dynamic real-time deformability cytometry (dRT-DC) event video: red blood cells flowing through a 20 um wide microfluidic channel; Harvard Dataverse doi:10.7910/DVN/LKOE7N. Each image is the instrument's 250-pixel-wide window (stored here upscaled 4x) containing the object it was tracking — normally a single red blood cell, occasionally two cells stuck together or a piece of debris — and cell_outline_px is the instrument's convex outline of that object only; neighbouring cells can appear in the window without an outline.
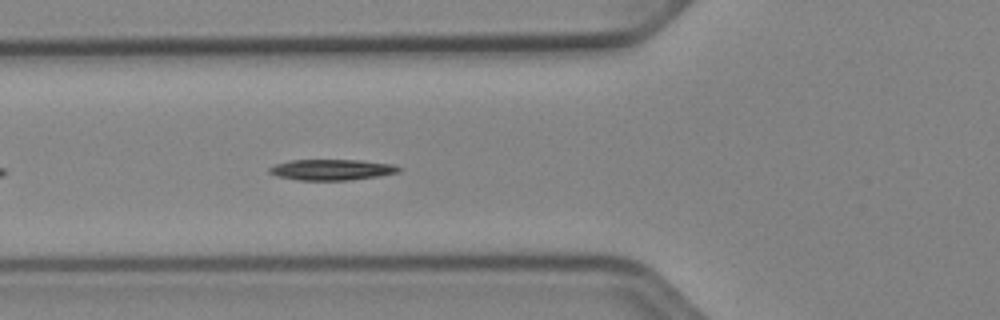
{"species": "Egyptian fruit bat (a non-hibernating species)", "species_latin": "Rousettus aegyptiacus", "temperature_condition": "cold", "stored_images_in_passage": 39, "camera_frame_rate_fps": 3000, "um_per_image_px": 0.085, "animal": {"sex": "female"}, "frame": {"image": 1, "passage_image": 6, "time_ms": 1.667, "image_size_px": [1000, 320], "cell_outline_px": [[400, 172], [380, 176], [348, 180], [296, 180], [276, 176], [268, 172], [268, 168], [276, 164], [288, 160], [360, 160], [392, 164], [400, 168]], "centroid_in_image_um": [28.16, 14.43], "position_along_channel_um": 97.6, "area_um2": 15.78}}
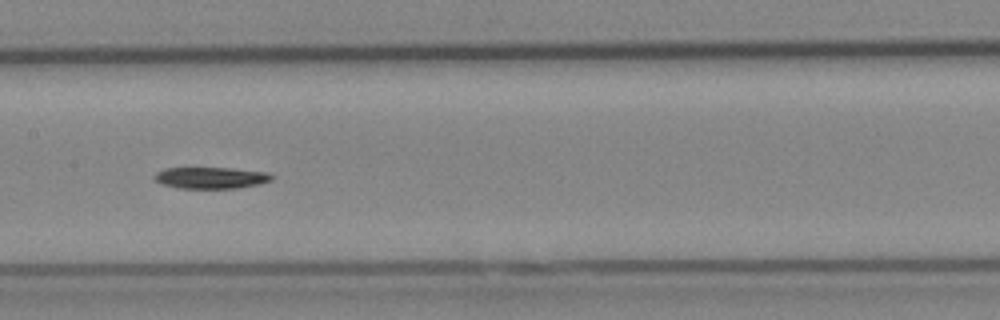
{"frame": {"image": 2, "passage_image": 13, "time_ms": 4.0, "image_size_px": [1000, 320], "cell_outline_px": [[272, 180], [256, 184], [236, 188], [176, 188], [164, 184], [156, 180], [152, 176], [156, 172], [164, 168], [232, 168], [268, 172], [272, 176]], "centroid_in_image_um": [17.89, 15.1], "position_along_channel_um": 189.5, "area_um2": 14.57}}
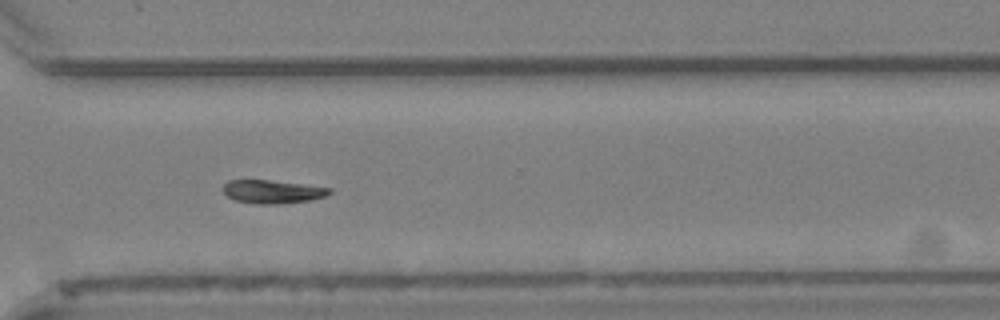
{"frame": {"image": 3, "passage_image": 25, "time_ms": 8.0, "image_size_px": [1000, 320], "cell_outline_px": [[332, 192], [324, 196], [312, 200], [276, 204], [256, 204], [236, 200], [228, 196], [224, 192], [224, 184], [228, 180], [268, 180], [332, 188]], "centroid_in_image_um": [23.17, 16.29], "position_along_channel_um": 347.4, "area_um2": 14.28}, "authors_computed_cell_mechanics": {"area_um2": 14.9702, "velocity_mm_per_s": 3.9469, "shape_relaxation_time_tau1_ms": 3.5822, "shape_relaxation_time_tau2_ms": null, "deformation_change_tau1": 0.1169, "deformation_change_tau2": null}}